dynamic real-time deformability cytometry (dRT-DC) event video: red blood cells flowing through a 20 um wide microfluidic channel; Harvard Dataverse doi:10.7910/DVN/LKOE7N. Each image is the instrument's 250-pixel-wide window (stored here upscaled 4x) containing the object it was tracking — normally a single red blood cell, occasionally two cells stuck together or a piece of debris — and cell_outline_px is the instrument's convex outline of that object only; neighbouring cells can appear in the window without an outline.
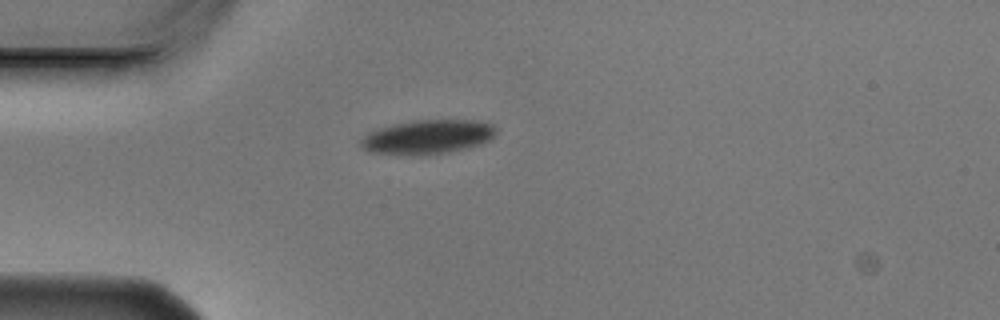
{"species": "Egyptian fruit bat (a non-hibernating species)", "species_latin": "Rousettus aegyptiacus", "temperature_condition": "cold", "stored_images_in_passage": 2, "camera_frame_rate_fps": 3000, "um_per_image_px": 0.085, "animal": {"sex": "male"}, "frame": {"image": 1, "passage_image": 1, "time_ms": 0.0, "image_size_px": [1000, 320], "cell_outline_px": [[496, 132], [488, 140], [480, 144], [468, 148], [452, 152], [412, 156], [368, 152], [360, 148], [360, 140], [368, 132], [392, 124], [412, 120], [472, 120], [492, 124], [496, 128]], "centroid_in_image_um": [36.29, 11.65], "position_along_channel_um": 48.7, "area_um2": 27.22}}